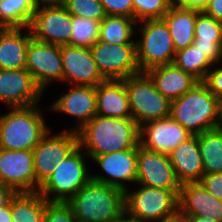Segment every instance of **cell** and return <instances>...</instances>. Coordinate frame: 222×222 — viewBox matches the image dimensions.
Here are the masks:
<instances>
[{
    "mask_svg": "<svg viewBox=\"0 0 222 222\" xmlns=\"http://www.w3.org/2000/svg\"><path fill=\"white\" fill-rule=\"evenodd\" d=\"M78 146L97 157L139 146V126L132 118L96 115L77 131Z\"/></svg>",
    "mask_w": 222,
    "mask_h": 222,
    "instance_id": "obj_1",
    "label": "cell"
},
{
    "mask_svg": "<svg viewBox=\"0 0 222 222\" xmlns=\"http://www.w3.org/2000/svg\"><path fill=\"white\" fill-rule=\"evenodd\" d=\"M67 204L77 222H114L125 213V191L91 179Z\"/></svg>",
    "mask_w": 222,
    "mask_h": 222,
    "instance_id": "obj_2",
    "label": "cell"
},
{
    "mask_svg": "<svg viewBox=\"0 0 222 222\" xmlns=\"http://www.w3.org/2000/svg\"><path fill=\"white\" fill-rule=\"evenodd\" d=\"M220 101L203 81L196 83L183 96L172 100L170 117L193 135L212 130Z\"/></svg>",
    "mask_w": 222,
    "mask_h": 222,
    "instance_id": "obj_3",
    "label": "cell"
},
{
    "mask_svg": "<svg viewBox=\"0 0 222 222\" xmlns=\"http://www.w3.org/2000/svg\"><path fill=\"white\" fill-rule=\"evenodd\" d=\"M37 105L13 108L0 116V148L33 150L49 131Z\"/></svg>",
    "mask_w": 222,
    "mask_h": 222,
    "instance_id": "obj_4",
    "label": "cell"
},
{
    "mask_svg": "<svg viewBox=\"0 0 222 222\" xmlns=\"http://www.w3.org/2000/svg\"><path fill=\"white\" fill-rule=\"evenodd\" d=\"M83 151V152H82ZM77 146L62 162H60L40 187L39 193L48 202L67 203L86 183L91 180L85 165V151ZM83 153V154H82ZM53 193V197L50 194Z\"/></svg>",
    "mask_w": 222,
    "mask_h": 222,
    "instance_id": "obj_5",
    "label": "cell"
},
{
    "mask_svg": "<svg viewBox=\"0 0 222 222\" xmlns=\"http://www.w3.org/2000/svg\"><path fill=\"white\" fill-rule=\"evenodd\" d=\"M137 191H125V213L140 222H154L178 214L180 190L141 185Z\"/></svg>",
    "mask_w": 222,
    "mask_h": 222,
    "instance_id": "obj_6",
    "label": "cell"
},
{
    "mask_svg": "<svg viewBox=\"0 0 222 222\" xmlns=\"http://www.w3.org/2000/svg\"><path fill=\"white\" fill-rule=\"evenodd\" d=\"M129 97L132 119L138 126L170 116L171 101L154 86L145 72L123 79Z\"/></svg>",
    "mask_w": 222,
    "mask_h": 222,
    "instance_id": "obj_7",
    "label": "cell"
},
{
    "mask_svg": "<svg viewBox=\"0 0 222 222\" xmlns=\"http://www.w3.org/2000/svg\"><path fill=\"white\" fill-rule=\"evenodd\" d=\"M139 28L142 39L136 41L137 62L141 72L173 63L176 50L163 19L145 20Z\"/></svg>",
    "mask_w": 222,
    "mask_h": 222,
    "instance_id": "obj_8",
    "label": "cell"
},
{
    "mask_svg": "<svg viewBox=\"0 0 222 222\" xmlns=\"http://www.w3.org/2000/svg\"><path fill=\"white\" fill-rule=\"evenodd\" d=\"M90 50L105 80H123L141 72L136 44H109L97 40Z\"/></svg>",
    "mask_w": 222,
    "mask_h": 222,
    "instance_id": "obj_9",
    "label": "cell"
},
{
    "mask_svg": "<svg viewBox=\"0 0 222 222\" xmlns=\"http://www.w3.org/2000/svg\"><path fill=\"white\" fill-rule=\"evenodd\" d=\"M48 136L49 131L33 148L36 192L53 174L55 167L78 146L77 132L72 130Z\"/></svg>",
    "mask_w": 222,
    "mask_h": 222,
    "instance_id": "obj_10",
    "label": "cell"
},
{
    "mask_svg": "<svg viewBox=\"0 0 222 222\" xmlns=\"http://www.w3.org/2000/svg\"><path fill=\"white\" fill-rule=\"evenodd\" d=\"M72 15L64 6L37 7L29 28L38 41L58 46L70 45Z\"/></svg>",
    "mask_w": 222,
    "mask_h": 222,
    "instance_id": "obj_11",
    "label": "cell"
},
{
    "mask_svg": "<svg viewBox=\"0 0 222 222\" xmlns=\"http://www.w3.org/2000/svg\"><path fill=\"white\" fill-rule=\"evenodd\" d=\"M26 69L43 91L50 82L62 80L61 46L44 43L32 37L26 52Z\"/></svg>",
    "mask_w": 222,
    "mask_h": 222,
    "instance_id": "obj_12",
    "label": "cell"
},
{
    "mask_svg": "<svg viewBox=\"0 0 222 222\" xmlns=\"http://www.w3.org/2000/svg\"><path fill=\"white\" fill-rule=\"evenodd\" d=\"M0 183L18 193L36 192L33 150L0 148Z\"/></svg>",
    "mask_w": 222,
    "mask_h": 222,
    "instance_id": "obj_13",
    "label": "cell"
},
{
    "mask_svg": "<svg viewBox=\"0 0 222 222\" xmlns=\"http://www.w3.org/2000/svg\"><path fill=\"white\" fill-rule=\"evenodd\" d=\"M136 183L154 188L180 190L169 156L164 153L137 147V180Z\"/></svg>",
    "mask_w": 222,
    "mask_h": 222,
    "instance_id": "obj_14",
    "label": "cell"
},
{
    "mask_svg": "<svg viewBox=\"0 0 222 222\" xmlns=\"http://www.w3.org/2000/svg\"><path fill=\"white\" fill-rule=\"evenodd\" d=\"M43 90L25 69H0V101L11 108L37 105Z\"/></svg>",
    "mask_w": 222,
    "mask_h": 222,
    "instance_id": "obj_15",
    "label": "cell"
},
{
    "mask_svg": "<svg viewBox=\"0 0 222 222\" xmlns=\"http://www.w3.org/2000/svg\"><path fill=\"white\" fill-rule=\"evenodd\" d=\"M192 135L181 124L168 116L148 121L139 126V145L147 150L168 155Z\"/></svg>",
    "mask_w": 222,
    "mask_h": 222,
    "instance_id": "obj_16",
    "label": "cell"
},
{
    "mask_svg": "<svg viewBox=\"0 0 222 222\" xmlns=\"http://www.w3.org/2000/svg\"><path fill=\"white\" fill-rule=\"evenodd\" d=\"M63 66L62 81L73 85L97 86L105 81L94 61L90 48L65 45L61 46Z\"/></svg>",
    "mask_w": 222,
    "mask_h": 222,
    "instance_id": "obj_17",
    "label": "cell"
},
{
    "mask_svg": "<svg viewBox=\"0 0 222 222\" xmlns=\"http://www.w3.org/2000/svg\"><path fill=\"white\" fill-rule=\"evenodd\" d=\"M109 177L91 175L93 181L126 191L123 181L135 183L137 180V147L91 157Z\"/></svg>",
    "mask_w": 222,
    "mask_h": 222,
    "instance_id": "obj_18",
    "label": "cell"
},
{
    "mask_svg": "<svg viewBox=\"0 0 222 222\" xmlns=\"http://www.w3.org/2000/svg\"><path fill=\"white\" fill-rule=\"evenodd\" d=\"M178 213L180 217L205 216L222 222V201L200 182H186L181 184Z\"/></svg>",
    "mask_w": 222,
    "mask_h": 222,
    "instance_id": "obj_19",
    "label": "cell"
},
{
    "mask_svg": "<svg viewBox=\"0 0 222 222\" xmlns=\"http://www.w3.org/2000/svg\"><path fill=\"white\" fill-rule=\"evenodd\" d=\"M72 87L73 89L62 95L52 107L55 111L76 117L80 125L72 131L77 132L96 116V86Z\"/></svg>",
    "mask_w": 222,
    "mask_h": 222,
    "instance_id": "obj_20",
    "label": "cell"
},
{
    "mask_svg": "<svg viewBox=\"0 0 222 222\" xmlns=\"http://www.w3.org/2000/svg\"><path fill=\"white\" fill-rule=\"evenodd\" d=\"M177 180L186 182H199L204 175L203 162L199 150L198 135H192L180 143L169 154Z\"/></svg>",
    "mask_w": 222,
    "mask_h": 222,
    "instance_id": "obj_21",
    "label": "cell"
},
{
    "mask_svg": "<svg viewBox=\"0 0 222 222\" xmlns=\"http://www.w3.org/2000/svg\"><path fill=\"white\" fill-rule=\"evenodd\" d=\"M96 115L132 118L129 97L123 80H105L96 86Z\"/></svg>",
    "mask_w": 222,
    "mask_h": 222,
    "instance_id": "obj_22",
    "label": "cell"
},
{
    "mask_svg": "<svg viewBox=\"0 0 222 222\" xmlns=\"http://www.w3.org/2000/svg\"><path fill=\"white\" fill-rule=\"evenodd\" d=\"M155 88L170 101L183 96L199 81L174 63L151 68L145 72Z\"/></svg>",
    "mask_w": 222,
    "mask_h": 222,
    "instance_id": "obj_23",
    "label": "cell"
},
{
    "mask_svg": "<svg viewBox=\"0 0 222 222\" xmlns=\"http://www.w3.org/2000/svg\"><path fill=\"white\" fill-rule=\"evenodd\" d=\"M202 10L171 5L163 16L172 36L176 52L193 44L197 15Z\"/></svg>",
    "mask_w": 222,
    "mask_h": 222,
    "instance_id": "obj_24",
    "label": "cell"
},
{
    "mask_svg": "<svg viewBox=\"0 0 222 222\" xmlns=\"http://www.w3.org/2000/svg\"><path fill=\"white\" fill-rule=\"evenodd\" d=\"M23 36L21 28H7L0 37V69H25L26 52L32 33Z\"/></svg>",
    "mask_w": 222,
    "mask_h": 222,
    "instance_id": "obj_25",
    "label": "cell"
},
{
    "mask_svg": "<svg viewBox=\"0 0 222 222\" xmlns=\"http://www.w3.org/2000/svg\"><path fill=\"white\" fill-rule=\"evenodd\" d=\"M193 44L214 64L222 57V23L201 11L196 18Z\"/></svg>",
    "mask_w": 222,
    "mask_h": 222,
    "instance_id": "obj_26",
    "label": "cell"
},
{
    "mask_svg": "<svg viewBox=\"0 0 222 222\" xmlns=\"http://www.w3.org/2000/svg\"><path fill=\"white\" fill-rule=\"evenodd\" d=\"M39 193H18L11 202L12 222H44L46 203Z\"/></svg>",
    "mask_w": 222,
    "mask_h": 222,
    "instance_id": "obj_27",
    "label": "cell"
},
{
    "mask_svg": "<svg viewBox=\"0 0 222 222\" xmlns=\"http://www.w3.org/2000/svg\"><path fill=\"white\" fill-rule=\"evenodd\" d=\"M134 18L117 15H107L100 22L99 41L109 44H136L131 36L134 31Z\"/></svg>",
    "mask_w": 222,
    "mask_h": 222,
    "instance_id": "obj_28",
    "label": "cell"
},
{
    "mask_svg": "<svg viewBox=\"0 0 222 222\" xmlns=\"http://www.w3.org/2000/svg\"><path fill=\"white\" fill-rule=\"evenodd\" d=\"M36 8L33 0H0V25L6 28H27Z\"/></svg>",
    "mask_w": 222,
    "mask_h": 222,
    "instance_id": "obj_29",
    "label": "cell"
},
{
    "mask_svg": "<svg viewBox=\"0 0 222 222\" xmlns=\"http://www.w3.org/2000/svg\"><path fill=\"white\" fill-rule=\"evenodd\" d=\"M204 174L222 173V133L208 130L198 135Z\"/></svg>",
    "mask_w": 222,
    "mask_h": 222,
    "instance_id": "obj_30",
    "label": "cell"
},
{
    "mask_svg": "<svg viewBox=\"0 0 222 222\" xmlns=\"http://www.w3.org/2000/svg\"><path fill=\"white\" fill-rule=\"evenodd\" d=\"M173 63L198 81H204L210 66L214 64L205 54L196 49L194 44L177 51Z\"/></svg>",
    "mask_w": 222,
    "mask_h": 222,
    "instance_id": "obj_31",
    "label": "cell"
},
{
    "mask_svg": "<svg viewBox=\"0 0 222 222\" xmlns=\"http://www.w3.org/2000/svg\"><path fill=\"white\" fill-rule=\"evenodd\" d=\"M71 46L90 48L99 39L100 21L72 16Z\"/></svg>",
    "mask_w": 222,
    "mask_h": 222,
    "instance_id": "obj_32",
    "label": "cell"
},
{
    "mask_svg": "<svg viewBox=\"0 0 222 222\" xmlns=\"http://www.w3.org/2000/svg\"><path fill=\"white\" fill-rule=\"evenodd\" d=\"M134 20L162 19L171 6V0H132Z\"/></svg>",
    "mask_w": 222,
    "mask_h": 222,
    "instance_id": "obj_33",
    "label": "cell"
},
{
    "mask_svg": "<svg viewBox=\"0 0 222 222\" xmlns=\"http://www.w3.org/2000/svg\"><path fill=\"white\" fill-rule=\"evenodd\" d=\"M64 7L72 16L95 21L101 22L107 16L100 0H67Z\"/></svg>",
    "mask_w": 222,
    "mask_h": 222,
    "instance_id": "obj_34",
    "label": "cell"
},
{
    "mask_svg": "<svg viewBox=\"0 0 222 222\" xmlns=\"http://www.w3.org/2000/svg\"><path fill=\"white\" fill-rule=\"evenodd\" d=\"M44 222H77V220L67 203L47 202Z\"/></svg>",
    "mask_w": 222,
    "mask_h": 222,
    "instance_id": "obj_35",
    "label": "cell"
},
{
    "mask_svg": "<svg viewBox=\"0 0 222 222\" xmlns=\"http://www.w3.org/2000/svg\"><path fill=\"white\" fill-rule=\"evenodd\" d=\"M107 15L126 16L134 18L132 0H100Z\"/></svg>",
    "mask_w": 222,
    "mask_h": 222,
    "instance_id": "obj_36",
    "label": "cell"
},
{
    "mask_svg": "<svg viewBox=\"0 0 222 222\" xmlns=\"http://www.w3.org/2000/svg\"><path fill=\"white\" fill-rule=\"evenodd\" d=\"M203 82L207 85L209 91L222 102V67H215L212 71L210 69Z\"/></svg>",
    "mask_w": 222,
    "mask_h": 222,
    "instance_id": "obj_37",
    "label": "cell"
},
{
    "mask_svg": "<svg viewBox=\"0 0 222 222\" xmlns=\"http://www.w3.org/2000/svg\"><path fill=\"white\" fill-rule=\"evenodd\" d=\"M199 182L213 196L222 201V173L204 174Z\"/></svg>",
    "mask_w": 222,
    "mask_h": 222,
    "instance_id": "obj_38",
    "label": "cell"
},
{
    "mask_svg": "<svg viewBox=\"0 0 222 222\" xmlns=\"http://www.w3.org/2000/svg\"><path fill=\"white\" fill-rule=\"evenodd\" d=\"M202 11L222 23V0H210Z\"/></svg>",
    "mask_w": 222,
    "mask_h": 222,
    "instance_id": "obj_39",
    "label": "cell"
},
{
    "mask_svg": "<svg viewBox=\"0 0 222 222\" xmlns=\"http://www.w3.org/2000/svg\"><path fill=\"white\" fill-rule=\"evenodd\" d=\"M17 194L18 192L12 187L0 183V208L11 205Z\"/></svg>",
    "mask_w": 222,
    "mask_h": 222,
    "instance_id": "obj_40",
    "label": "cell"
},
{
    "mask_svg": "<svg viewBox=\"0 0 222 222\" xmlns=\"http://www.w3.org/2000/svg\"><path fill=\"white\" fill-rule=\"evenodd\" d=\"M210 0H171V5L203 10Z\"/></svg>",
    "mask_w": 222,
    "mask_h": 222,
    "instance_id": "obj_41",
    "label": "cell"
},
{
    "mask_svg": "<svg viewBox=\"0 0 222 222\" xmlns=\"http://www.w3.org/2000/svg\"><path fill=\"white\" fill-rule=\"evenodd\" d=\"M36 7L44 6H64L67 0H33Z\"/></svg>",
    "mask_w": 222,
    "mask_h": 222,
    "instance_id": "obj_42",
    "label": "cell"
},
{
    "mask_svg": "<svg viewBox=\"0 0 222 222\" xmlns=\"http://www.w3.org/2000/svg\"><path fill=\"white\" fill-rule=\"evenodd\" d=\"M219 120V121H218ZM213 130L222 133V102L219 103Z\"/></svg>",
    "mask_w": 222,
    "mask_h": 222,
    "instance_id": "obj_43",
    "label": "cell"
},
{
    "mask_svg": "<svg viewBox=\"0 0 222 222\" xmlns=\"http://www.w3.org/2000/svg\"><path fill=\"white\" fill-rule=\"evenodd\" d=\"M0 222H12L11 205L0 208Z\"/></svg>",
    "mask_w": 222,
    "mask_h": 222,
    "instance_id": "obj_44",
    "label": "cell"
},
{
    "mask_svg": "<svg viewBox=\"0 0 222 222\" xmlns=\"http://www.w3.org/2000/svg\"><path fill=\"white\" fill-rule=\"evenodd\" d=\"M181 218L183 222H219L205 216H184Z\"/></svg>",
    "mask_w": 222,
    "mask_h": 222,
    "instance_id": "obj_45",
    "label": "cell"
},
{
    "mask_svg": "<svg viewBox=\"0 0 222 222\" xmlns=\"http://www.w3.org/2000/svg\"><path fill=\"white\" fill-rule=\"evenodd\" d=\"M126 217H127V214L124 213L119 219H117L114 222H140L139 220L132 218L130 216H128V218H126Z\"/></svg>",
    "mask_w": 222,
    "mask_h": 222,
    "instance_id": "obj_46",
    "label": "cell"
},
{
    "mask_svg": "<svg viewBox=\"0 0 222 222\" xmlns=\"http://www.w3.org/2000/svg\"><path fill=\"white\" fill-rule=\"evenodd\" d=\"M154 222H183L182 218L180 217L179 213L173 217L167 218V219H163V220H159V221H154Z\"/></svg>",
    "mask_w": 222,
    "mask_h": 222,
    "instance_id": "obj_47",
    "label": "cell"
},
{
    "mask_svg": "<svg viewBox=\"0 0 222 222\" xmlns=\"http://www.w3.org/2000/svg\"><path fill=\"white\" fill-rule=\"evenodd\" d=\"M7 28L0 25V37H1V34L6 30Z\"/></svg>",
    "mask_w": 222,
    "mask_h": 222,
    "instance_id": "obj_48",
    "label": "cell"
}]
</instances>
